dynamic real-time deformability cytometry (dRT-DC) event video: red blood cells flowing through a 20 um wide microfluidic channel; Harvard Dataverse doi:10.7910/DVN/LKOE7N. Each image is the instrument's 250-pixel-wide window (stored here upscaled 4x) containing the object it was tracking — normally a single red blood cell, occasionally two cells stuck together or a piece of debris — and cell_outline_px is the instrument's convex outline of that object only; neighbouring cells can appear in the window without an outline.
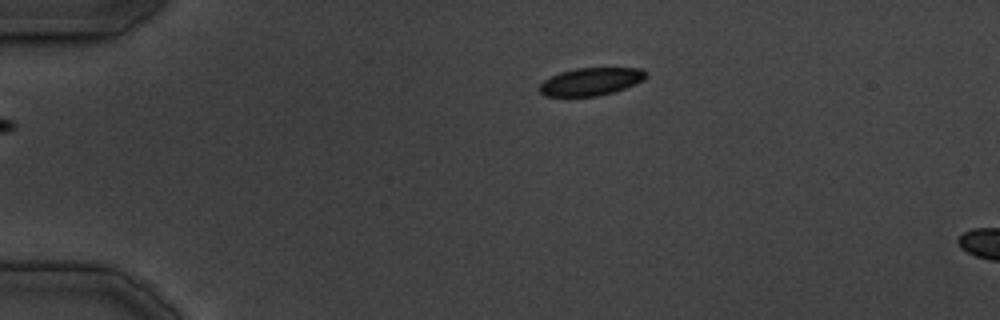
{"species": "common noctule bat (a hibernating species)", "species_latin": "Nyctalus noctula", "temperature_condition": "cold", "stored_images_in_passage": 4, "camera_frame_rate_fps": 3000, "um_per_image_px": 0.085, "animal": {"sex": "male", "body_mass_g": 19.5, "forearm_length_mm": 54.6}, "frame": {"image": 1, "passage_image": 1, "time_ms": 0.0, "image_size_px": [1000, 320], "cell_outline_px": [[648, 76], [644, 80], [636, 84], [612, 92], [596, 96], [544, 96], [540, 92], [540, 84], [544, 80], [560, 72], [576, 68], [640, 68], [648, 72]], "centroid_in_image_um": [50.26, 6.92], "position_along_channel_um": 34.7, "area_um2": 17.17}}